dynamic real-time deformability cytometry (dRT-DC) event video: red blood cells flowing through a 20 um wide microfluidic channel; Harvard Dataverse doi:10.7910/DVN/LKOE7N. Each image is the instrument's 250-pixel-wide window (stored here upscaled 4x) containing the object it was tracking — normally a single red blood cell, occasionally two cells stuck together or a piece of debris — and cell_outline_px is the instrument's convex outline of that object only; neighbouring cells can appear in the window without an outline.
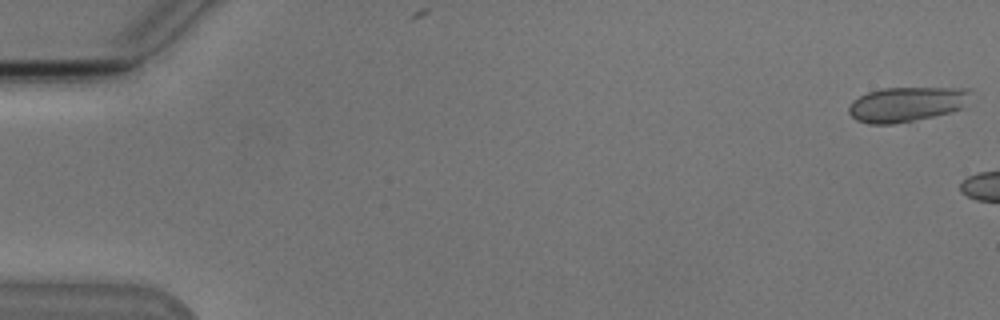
{"species": "Egyptian fruit bat (a non-hibernating species)", "species_latin": "Rousettus aegyptiacus", "temperature_condition": "cold", "stored_images_in_passage": 5, "camera_frame_rate_fps": 3000, "um_per_image_px": 0.085, "animal": {"sex": "male"}, "frame": {"image": 1, "passage_image": 1, "time_ms": 0.0, "image_size_px": [1000, 320], "cell_outline_px": [[972, 92], [968, 108], [952, 112], [892, 124], [868, 124], [856, 120], [848, 112], [848, 108], [852, 100], [868, 92], [884, 88], [972, 88]], "centroid_in_image_um": [77.14, 8.85], "position_along_channel_um": 7.9, "area_um2": 25.09}}